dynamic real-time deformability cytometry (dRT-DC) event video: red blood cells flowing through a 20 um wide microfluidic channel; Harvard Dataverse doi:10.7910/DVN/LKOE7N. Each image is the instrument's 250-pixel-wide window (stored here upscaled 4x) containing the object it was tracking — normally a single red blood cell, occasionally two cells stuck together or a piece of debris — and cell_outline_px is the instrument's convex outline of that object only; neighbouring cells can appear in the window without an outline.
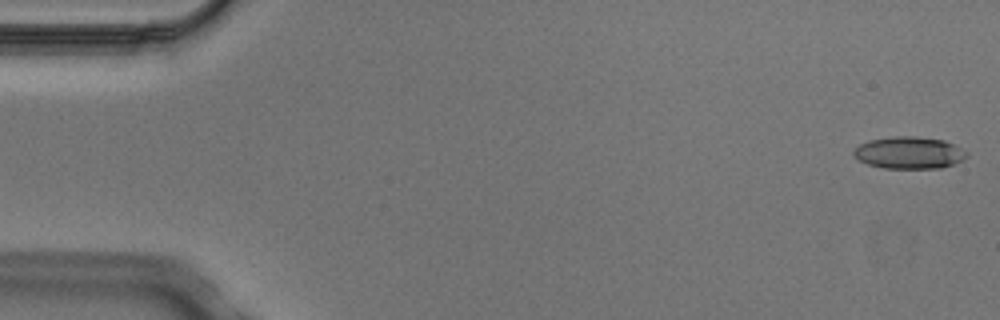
{"species": "Egyptian fruit bat (a non-hibernating species)", "species_latin": "Rousettus aegyptiacus", "temperature_condition": "cold", "stored_images_in_passage": 4, "camera_frame_rate_fps": 3000, "um_per_image_px": 0.085, "animal": {"sex": "male"}, "frame": {"image": 1, "passage_image": 1, "time_ms": 0.0, "image_size_px": [1000, 320], "cell_outline_px": [[968, 156], [952, 164], [940, 168], [884, 168], [868, 164], [860, 160], [852, 152], [860, 144], [872, 140], [896, 136], [916, 136], [944, 140], [968, 152]], "centroid_in_image_um": [77.29, 12.98], "position_along_channel_um": 7.7, "area_um2": 20.75}}